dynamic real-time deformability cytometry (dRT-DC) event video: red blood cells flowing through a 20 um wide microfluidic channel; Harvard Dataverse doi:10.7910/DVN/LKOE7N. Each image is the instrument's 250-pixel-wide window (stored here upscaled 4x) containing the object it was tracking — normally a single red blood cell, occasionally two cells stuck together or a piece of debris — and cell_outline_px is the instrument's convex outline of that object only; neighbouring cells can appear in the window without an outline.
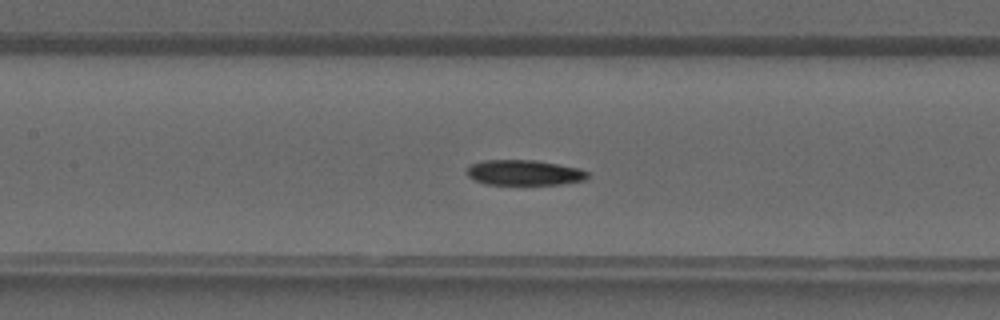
{"species": "common noctule bat (a hibernating species)", "species_latin": "Nyctalus noctula", "temperature_condition": "warm", "stored_images_in_passage": 40, "camera_frame_rate_fps": 3000, "um_per_image_px": 0.085, "animal": {"sex": "male", "forearm_length_mm": 52.5}, "frame": {"image": 1, "passage_image": 18, "time_ms": 5.667, "image_size_px": [1000, 320], "cell_outline_px": [[588, 176], [584, 180], [560, 184], [484, 184], [468, 176], [468, 168], [472, 164], [484, 160], [536, 160], [580, 168], [588, 172]], "centroid_in_image_um": [44.58, 14.67], "position_along_channel_um": 162.8, "area_um2": 17.63}}
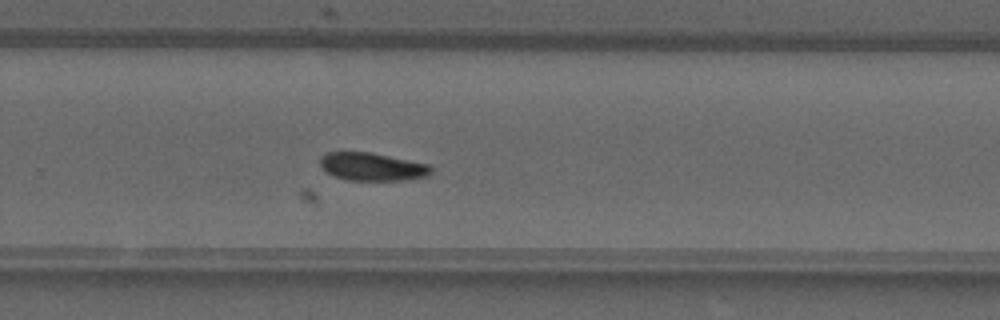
{"frame": {"image": 2, "passage_image": 26, "time_ms": 8.333, "image_size_px": [1000, 320], "cell_outline_px": [[432, 172], [428, 176], [408, 180], [348, 180], [332, 176], [320, 164], [320, 156], [328, 152], [368, 152], [428, 164], [432, 168]], "centroid_in_image_um": [31.64, 14.18], "position_along_channel_um": 298.2, "area_um2": 17.98}}
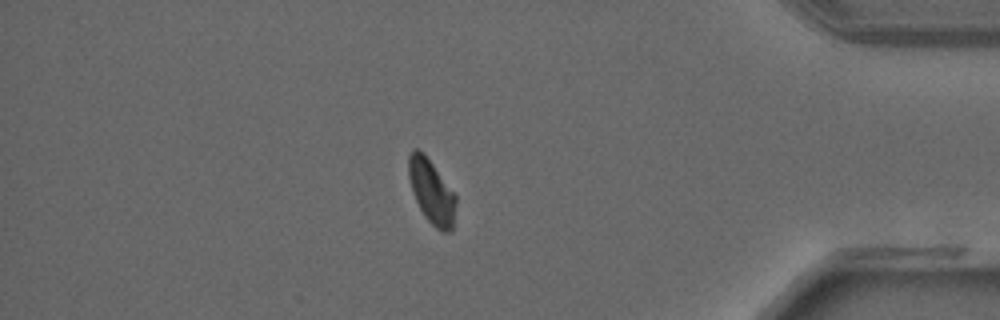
{"frame": {"image": 3, "passage_image": 34, "time_ms": 11.0, "image_size_px": [1000, 320], "cell_outline_px": [[456, 204], [452, 232], [444, 232], [436, 228], [424, 216], [412, 192], [408, 176], [408, 156], [412, 148], [416, 148], [432, 164], [456, 196]], "centroid_in_image_um": [36.67, 16.32], "position_along_channel_um": 398.5, "area_um2": 17.34}}